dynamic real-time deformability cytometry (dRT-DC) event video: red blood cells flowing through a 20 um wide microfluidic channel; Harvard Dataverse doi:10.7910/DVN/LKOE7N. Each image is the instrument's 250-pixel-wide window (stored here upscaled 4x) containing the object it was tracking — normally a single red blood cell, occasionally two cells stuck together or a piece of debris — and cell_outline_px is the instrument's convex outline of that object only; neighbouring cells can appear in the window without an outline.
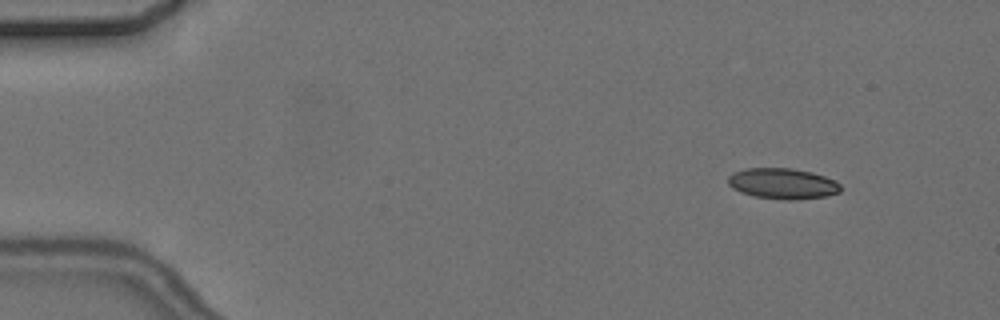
{"species": "common noctule bat (a hibernating species)", "species_latin": "Nyctalus noctula", "temperature_condition": "cold", "stored_images_in_passage": 5, "camera_frame_rate_fps": 3000, "um_per_image_px": 0.085, "animal": {"sex": "female", "body_mass_g": 24.6, "forearm_length_mm": 56.2}, "frame": {"image": 1, "passage_image": 2, "time_ms": 1.333, "image_size_px": [1000, 320], "cell_outline_px": [[840, 192], [824, 196], [796, 200], [788, 200], [752, 196], [740, 192], [732, 188], [728, 184], [728, 176], [732, 172], [744, 168], [792, 168], [812, 172], [824, 176], [840, 184]], "centroid_in_image_um": [66.47, 15.6], "position_along_channel_um": 18.5, "area_um2": 20.23}}
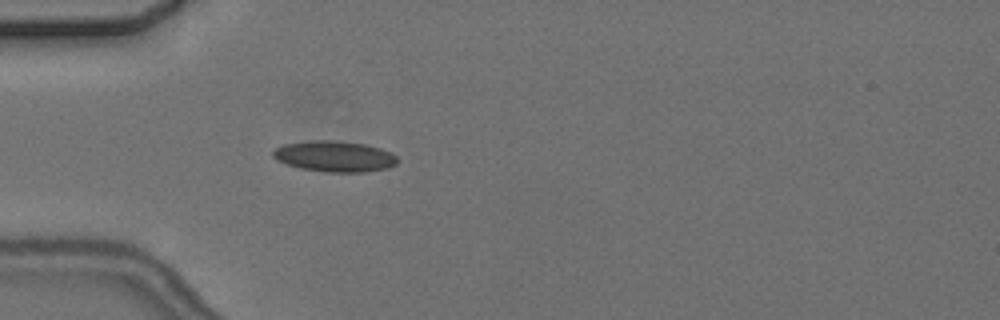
{"frame": {"image": 2, "passage_image": 5, "time_ms": 5.0, "image_size_px": [1000, 320], "cell_outline_px": [[396, 164], [388, 168], [364, 172], [328, 172], [300, 168], [276, 160], [272, 156], [272, 152], [276, 148], [284, 144], [312, 140], [332, 140], [364, 144], [380, 148], [392, 152], [396, 156]], "centroid_in_image_um": [28.43, 13.29], "position_along_channel_um": 56.6, "area_um2": 22.31}}